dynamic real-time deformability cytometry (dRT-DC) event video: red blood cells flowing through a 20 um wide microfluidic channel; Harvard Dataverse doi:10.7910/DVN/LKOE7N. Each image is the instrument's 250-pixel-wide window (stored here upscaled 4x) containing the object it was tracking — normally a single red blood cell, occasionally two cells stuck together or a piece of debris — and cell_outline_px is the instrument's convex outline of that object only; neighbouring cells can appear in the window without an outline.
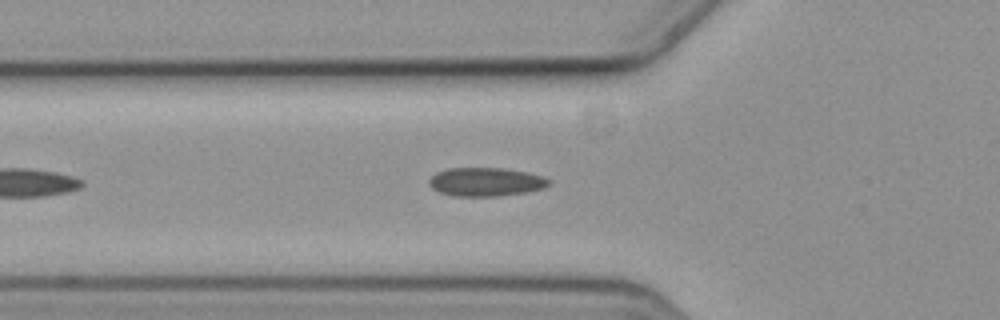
{"species": "common noctule bat (a hibernating species)", "species_latin": "Nyctalus noctula", "temperature_condition": "cold", "stored_images_in_passage": 29, "camera_frame_rate_fps": 3000, "um_per_image_px": 0.085, "animal": {"sex": "female", "body_mass_g": 19.3, "forearm_length_mm": 54.1}, "frame": {"image": 1, "passage_image": 8, "time_ms": 2.333, "image_size_px": [1000, 320], "cell_outline_px": [[552, 184], [544, 188], [524, 192], [500, 196], [452, 196], [440, 192], [432, 188], [428, 184], [428, 180], [436, 172], [448, 168], [504, 168], [528, 172], [544, 176], [552, 180]], "centroid_in_image_um": [41.32, 15.45], "position_along_channel_um": 84.5, "area_um2": 20.23}}
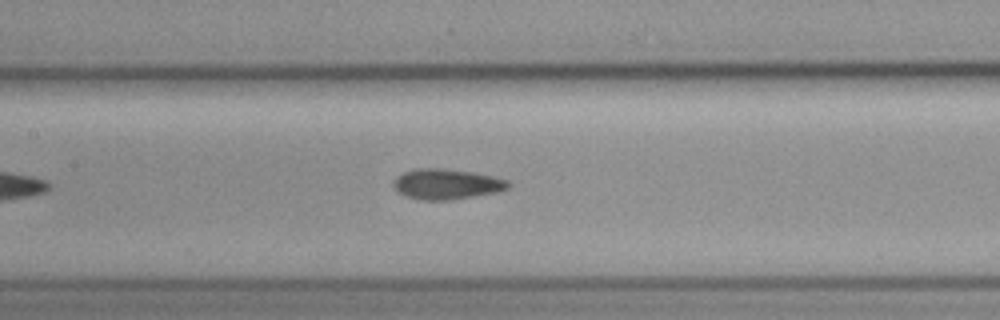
{"frame": {"image": 2, "passage_image": 15, "time_ms": 4.667, "image_size_px": [1000, 320], "cell_outline_px": [[512, 184], [508, 188], [500, 192], [448, 200], [420, 200], [404, 196], [396, 192], [392, 184], [396, 176], [404, 172], [416, 168], [440, 168], [472, 172], [492, 176], [508, 180]], "centroid_in_image_um": [37.94, 15.65], "position_along_channel_um": 169.5, "area_um2": 20.58}}
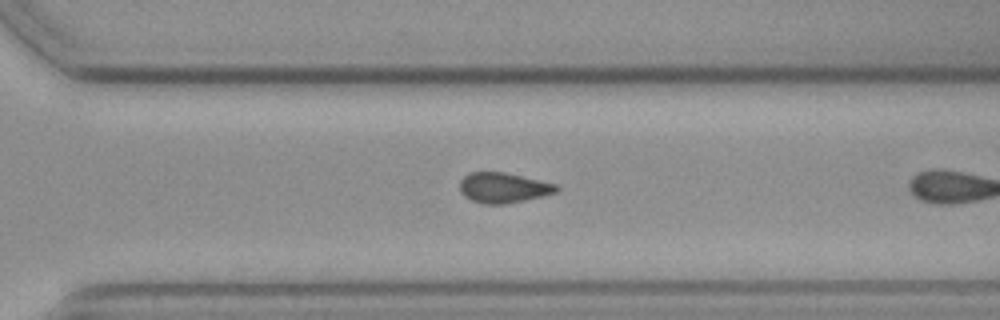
{"frame": {"image": 3, "passage_image": 25, "time_ms": 8.0, "image_size_px": [1000, 320], "cell_outline_px": [[560, 188], [556, 192], [544, 196], [508, 204], [480, 204], [464, 196], [460, 192], [460, 180], [468, 172], [504, 172], [556, 184]], "centroid_in_image_um": [42.77, 15.97], "position_along_channel_um": 327.8, "area_um2": 17.17}}